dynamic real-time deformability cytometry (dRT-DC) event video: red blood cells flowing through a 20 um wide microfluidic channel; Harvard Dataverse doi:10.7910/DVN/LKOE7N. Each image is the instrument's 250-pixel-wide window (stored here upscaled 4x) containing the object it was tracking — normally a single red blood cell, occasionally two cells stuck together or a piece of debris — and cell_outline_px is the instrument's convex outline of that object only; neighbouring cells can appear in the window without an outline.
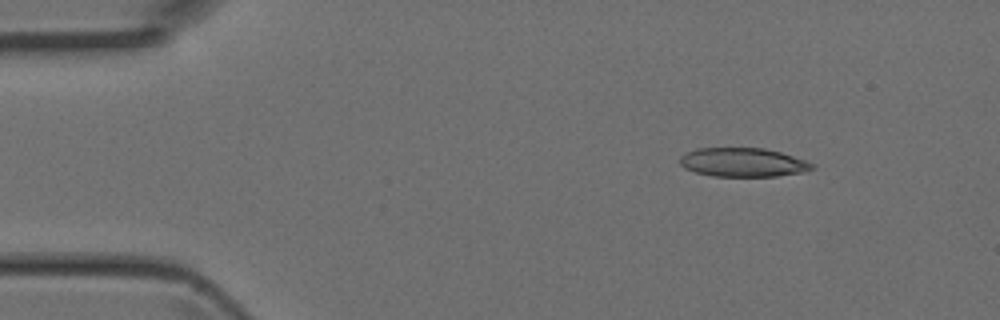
{"species": "Egyptian fruit bat (a non-hibernating species)", "species_latin": "Rousettus aegyptiacus", "temperature_condition": "room temperature", "stored_images_in_passage": 3, "camera_frame_rate_fps": 3000, "um_per_image_px": 0.085, "animal": {"sex": "female"}, "frame": {"image": 1, "passage_image": 2, "time_ms": 0.333, "image_size_px": [1000, 320], "cell_outline_px": [[816, 168], [800, 172], [776, 176], [712, 176], [696, 172], [684, 168], [680, 164], [680, 156], [684, 152], [696, 148], [764, 148], [780, 152], [816, 164]], "centroid_in_image_um": [63.12, 13.79], "position_along_channel_um": 21.9, "area_um2": 22.25}}